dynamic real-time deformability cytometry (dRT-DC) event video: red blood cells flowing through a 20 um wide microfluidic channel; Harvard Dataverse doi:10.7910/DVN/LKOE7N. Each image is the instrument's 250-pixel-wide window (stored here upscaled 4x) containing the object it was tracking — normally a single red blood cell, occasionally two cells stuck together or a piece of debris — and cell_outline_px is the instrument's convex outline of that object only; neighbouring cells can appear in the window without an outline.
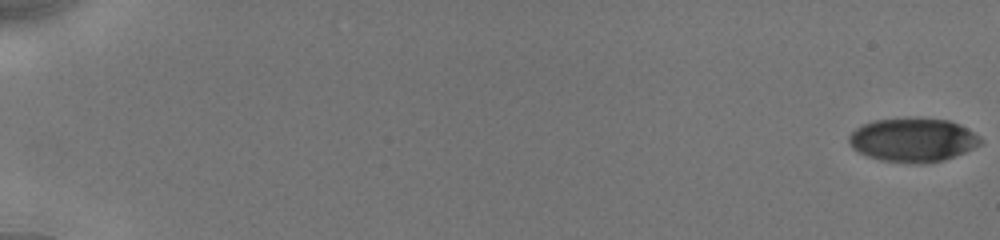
{"species": "human", "species_latin": "Homo sapiens", "temperature_condition": "cold", "stored_images_in_passage": 30, "camera_frame_rate_fps": 3000, "um_per_image_px": 0.085, "donor": {"sex": "male"}, "frame": {"image": 1, "passage_image": 1, "time_ms": 0.0, "image_size_px": [1000, 240], "cell_outline_px": [[984, 140], [980, 144], [964, 152], [944, 160], [928, 164], [912, 164], [880, 160], [868, 156], [852, 148], [848, 144], [848, 136], [860, 124], [876, 120], [920, 116], [948, 120], [960, 124], [980, 136]], "centroid_in_image_um": [77.59, 11.88], "position_along_channel_um": 7.4, "area_um2": 34.28}}
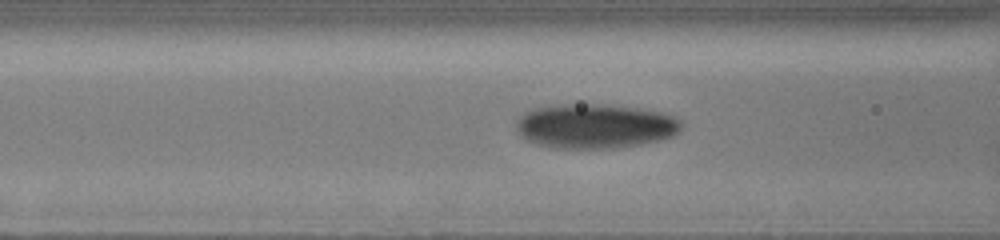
{"frame": {"image": 2, "passage_image": 22, "time_ms": 8.0, "image_size_px": [1000, 240], "cell_outline_px": [[684, 124], [680, 132], [672, 136], [660, 140], [640, 144], [616, 148], [552, 148], [536, 144], [524, 140], [520, 136], [516, 128], [516, 120], [524, 112], [536, 108], [572, 104], [592, 104], [632, 108], [660, 112], [672, 116], [680, 120]], "centroid_in_image_um": [50.56, 10.74], "position_along_channel_um": 116.0, "area_um2": 42.71}}
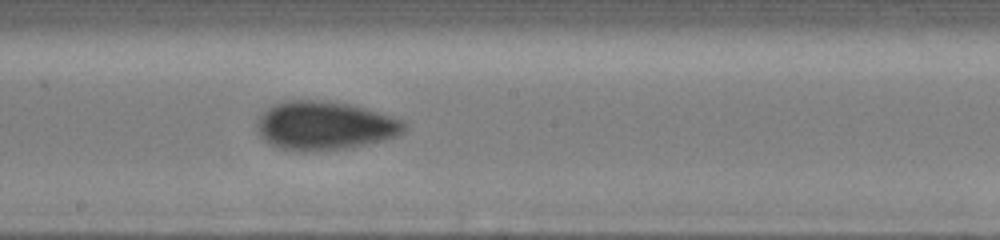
{"frame": {"image": 3, "passage_image": 30, "time_ms": 10.667, "image_size_px": [1000, 240], "cell_outline_px": [[408, 128], [404, 132], [396, 136], [352, 148], [312, 152], [300, 152], [280, 148], [264, 140], [260, 136], [256, 128], [256, 120], [272, 104], [284, 100], [324, 100], [348, 104], [364, 108], [404, 120]], "centroid_in_image_um": [27.58, 10.69], "position_along_channel_um": 220.6, "area_um2": 42.14}}